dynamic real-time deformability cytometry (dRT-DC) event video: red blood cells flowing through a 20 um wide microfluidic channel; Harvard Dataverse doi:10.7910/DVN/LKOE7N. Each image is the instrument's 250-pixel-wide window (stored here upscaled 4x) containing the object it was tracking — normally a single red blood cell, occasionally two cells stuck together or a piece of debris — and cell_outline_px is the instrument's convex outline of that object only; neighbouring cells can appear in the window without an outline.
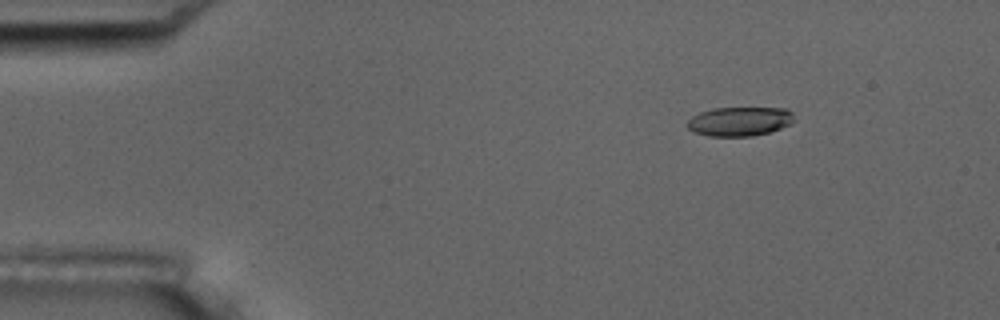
{"species": "common noctule bat (a hibernating species)", "species_latin": "Nyctalus noctula", "temperature_condition": "room temperature", "stored_images_in_passage": 7, "camera_frame_rate_fps": 3000, "um_per_image_px": 0.085, "animal": {"sex": "male", "body_mass_g": 17.5, "forearm_length_mm": 52.3}, "frame": {"image": 1, "passage_image": 3, "time_ms": 2.333, "image_size_px": [1000, 320], "cell_outline_px": [[796, 120], [780, 128], [768, 132], [752, 136], [708, 136], [692, 132], [688, 128], [688, 120], [692, 116], [700, 112], [712, 108], [788, 108], [792, 112]], "centroid_in_image_um": [62.86, 10.31], "position_along_channel_um": 22.1, "area_um2": 18.21}}
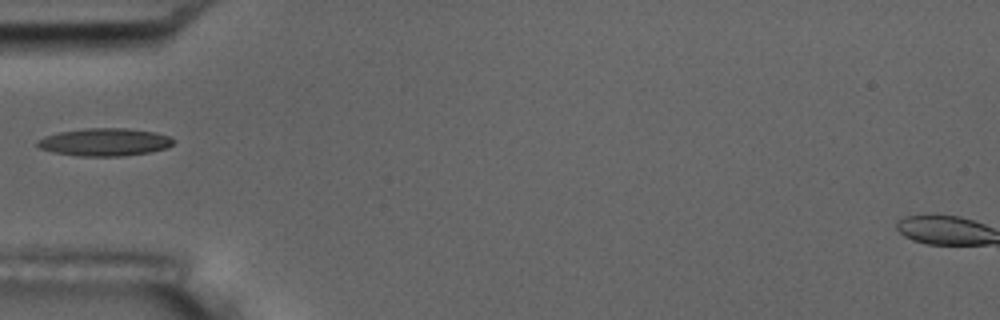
{"frame": {"image": 2, "passage_image": 6, "time_ms": 6.0, "image_size_px": [1000, 320], "cell_outline_px": [[176, 140], [168, 148], [148, 152], [124, 156], [76, 156], [56, 152], [40, 148], [36, 144], [36, 140], [44, 136], [60, 132], [84, 128], [128, 128], [156, 132], [168, 136]], "centroid_in_image_um": [8.91, 12.07], "position_along_channel_um": 76.1, "area_um2": 22.02}}